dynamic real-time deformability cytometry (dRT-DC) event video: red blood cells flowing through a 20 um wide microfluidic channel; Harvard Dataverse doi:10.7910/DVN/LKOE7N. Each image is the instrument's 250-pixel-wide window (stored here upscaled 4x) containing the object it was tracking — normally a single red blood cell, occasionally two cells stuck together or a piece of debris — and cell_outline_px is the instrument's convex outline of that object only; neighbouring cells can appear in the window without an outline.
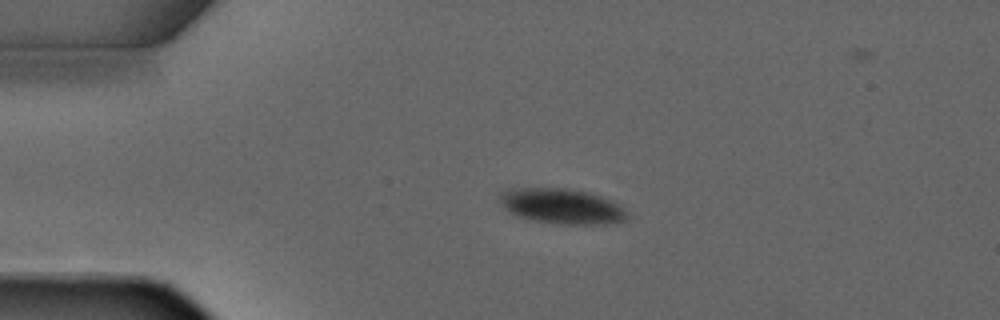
{"species": "common noctule bat (a hibernating species)", "species_latin": "Nyctalus noctula", "temperature_condition": "warm", "stored_images_in_passage": 3, "camera_frame_rate_fps": 3000, "um_per_image_px": 0.085, "animal": {"sex": "male", "forearm_length_mm": 52.5}, "frame": {"image": 1, "passage_image": 1, "time_ms": 0.0, "image_size_px": [1000, 320], "cell_outline_px": [[628, 220], [604, 224], [568, 224], [536, 220], [520, 216], [512, 212], [500, 200], [500, 192], [512, 188], [564, 188], [588, 192], [600, 196], [620, 204], [628, 212]], "centroid_in_image_um": [47.84, 17.51], "position_along_channel_um": 37.2, "area_um2": 25.72}}